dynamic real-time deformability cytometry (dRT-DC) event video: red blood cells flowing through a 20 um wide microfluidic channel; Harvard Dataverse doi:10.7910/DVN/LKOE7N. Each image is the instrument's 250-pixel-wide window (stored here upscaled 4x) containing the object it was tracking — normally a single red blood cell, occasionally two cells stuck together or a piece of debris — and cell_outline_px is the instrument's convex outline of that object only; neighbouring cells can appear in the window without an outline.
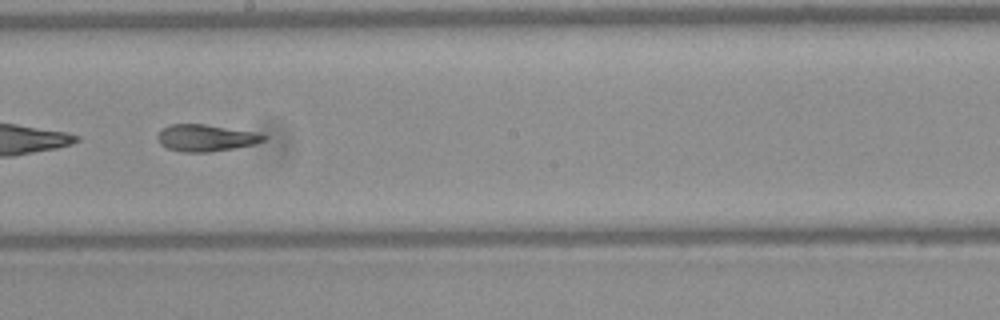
{"species": "Egyptian fruit bat (a non-hibernating species)", "species_latin": "Rousettus aegyptiacus", "temperature_condition": "warm", "stored_images_in_passage": 48, "camera_frame_rate_fps": 3000, "um_per_image_px": 0.085, "frame": {"image": 1, "passage_image": 28, "time_ms": 9.0, "image_size_px": [1000, 320], "cell_outline_px": [[268, 136], [264, 140], [252, 144], [236, 148], [208, 152], [180, 152], [168, 148], [160, 144], [156, 136], [168, 124], [204, 124], [256, 132]], "centroid_in_image_um": [17.48, 11.72], "position_along_channel_um": 230.7, "area_um2": 16.53}, "authors_computed_cell_mechanics": {"area_um2": 17.7157, "velocity_mm_per_s": 4.1137, "shape_relaxation_time_tau1_ms": null, "shape_relaxation_time_tau2_ms": 3.8715, "deformation_change_tau1": null, "deformation_change_tau2": 0.122}}